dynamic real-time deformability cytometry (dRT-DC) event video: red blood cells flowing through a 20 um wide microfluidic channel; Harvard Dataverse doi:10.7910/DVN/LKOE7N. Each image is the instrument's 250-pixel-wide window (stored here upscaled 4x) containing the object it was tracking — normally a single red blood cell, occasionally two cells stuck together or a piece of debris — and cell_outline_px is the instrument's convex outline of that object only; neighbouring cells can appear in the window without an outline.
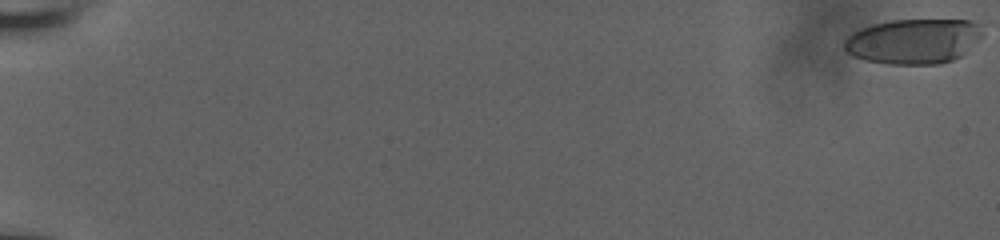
{"species": "human", "species_latin": "Homo sapiens", "temperature_condition": "room temperature", "stored_images_in_passage": 59, "camera_frame_rate_fps": 3000, "um_per_image_px": 0.085, "donor": {"sex": "male"}, "frame": {"image": 1, "passage_image": 1, "time_ms": 0.0, "image_size_px": [1000, 240], "cell_outline_px": [[984, 36], [960, 56], [952, 60], [940, 64], [888, 64], [864, 60], [852, 56], [844, 48], [844, 40], [852, 32], [860, 28], [872, 24], [892, 20], [972, 20], [980, 24]], "centroid_in_image_um": [77.66, 3.5], "position_along_channel_um": 7.3, "area_um2": 36.59}}
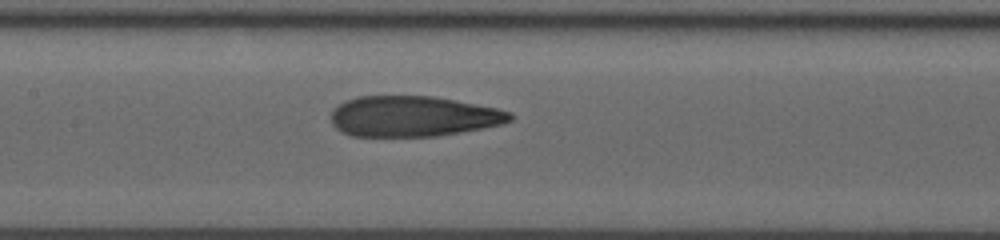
{"frame": {"image": 2, "passage_image": 32, "time_ms": 10.333, "image_size_px": [1000, 240], "cell_outline_px": [[512, 120], [500, 124], [460, 132], [436, 136], [352, 136], [340, 132], [332, 124], [332, 108], [348, 100], [360, 96], [432, 96], [496, 108], [512, 112]], "centroid_in_image_um": [35.08, 9.89], "position_along_channel_um": 172.3, "area_um2": 42.02}}
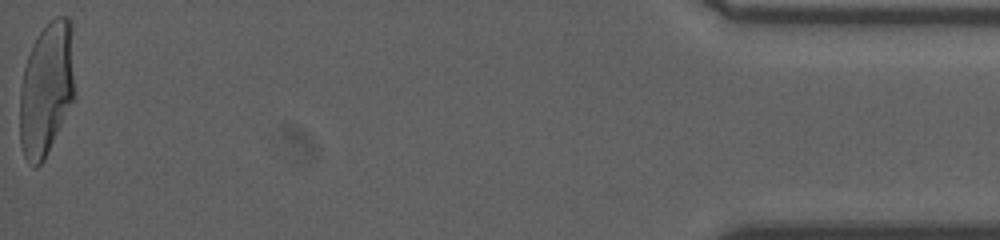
{"frame": {"image": 3, "passage_image": 59, "time_ms": 19.333, "image_size_px": [1000, 240], "cell_outline_px": [[72, 100], [44, 160], [36, 168], [24, 156], [20, 144], [20, 88], [24, 68], [32, 44], [36, 36], [56, 16], [68, 16], [72, 20]], "centroid_in_image_um": [3.91, 7.54], "position_along_channel_um": 431.3, "area_um2": 41.85}, "authors_computed_cell_mechanics": {"area_um2": 42.2518, "velocity_mm_per_s": 3.8421, "shape_relaxation_time_tau1_ms": 8.6095, "shape_relaxation_time_tau2_ms": 0.98, "deformation_change_tau1": 0.3018, "deformation_change_tau2": 0.0863}}